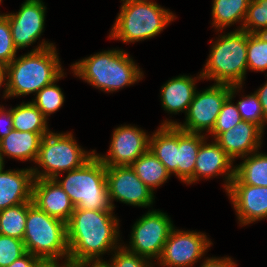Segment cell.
<instances>
[{"label":"cell","mask_w":267,"mask_h":267,"mask_svg":"<svg viewBox=\"0 0 267 267\" xmlns=\"http://www.w3.org/2000/svg\"><path fill=\"white\" fill-rule=\"evenodd\" d=\"M113 211L75 208L66 223L68 260L72 264L103 260L102 255L123 245L118 243L119 219Z\"/></svg>","instance_id":"obj_1"},{"label":"cell","mask_w":267,"mask_h":267,"mask_svg":"<svg viewBox=\"0 0 267 267\" xmlns=\"http://www.w3.org/2000/svg\"><path fill=\"white\" fill-rule=\"evenodd\" d=\"M56 47L45 39L30 52L6 66L3 97L27 96L56 81L64 72Z\"/></svg>","instance_id":"obj_2"},{"label":"cell","mask_w":267,"mask_h":267,"mask_svg":"<svg viewBox=\"0 0 267 267\" xmlns=\"http://www.w3.org/2000/svg\"><path fill=\"white\" fill-rule=\"evenodd\" d=\"M71 69L76 77L107 93L131 86L144 75L123 49L98 52L75 62Z\"/></svg>","instance_id":"obj_3"},{"label":"cell","mask_w":267,"mask_h":267,"mask_svg":"<svg viewBox=\"0 0 267 267\" xmlns=\"http://www.w3.org/2000/svg\"><path fill=\"white\" fill-rule=\"evenodd\" d=\"M120 12L109 33V38L123 43H134L157 36L175 14L152 0H121Z\"/></svg>","instance_id":"obj_4"},{"label":"cell","mask_w":267,"mask_h":267,"mask_svg":"<svg viewBox=\"0 0 267 267\" xmlns=\"http://www.w3.org/2000/svg\"><path fill=\"white\" fill-rule=\"evenodd\" d=\"M217 39L212 43L201 76L218 84L242 85L248 71L247 32L234 30Z\"/></svg>","instance_id":"obj_5"},{"label":"cell","mask_w":267,"mask_h":267,"mask_svg":"<svg viewBox=\"0 0 267 267\" xmlns=\"http://www.w3.org/2000/svg\"><path fill=\"white\" fill-rule=\"evenodd\" d=\"M54 180L68 194L75 208L114 210L109 199L106 167L96 154L80 168L68 171L63 180Z\"/></svg>","instance_id":"obj_6"},{"label":"cell","mask_w":267,"mask_h":267,"mask_svg":"<svg viewBox=\"0 0 267 267\" xmlns=\"http://www.w3.org/2000/svg\"><path fill=\"white\" fill-rule=\"evenodd\" d=\"M23 242L26 251L43 260L68 259L66 223L27 202Z\"/></svg>","instance_id":"obj_7"},{"label":"cell","mask_w":267,"mask_h":267,"mask_svg":"<svg viewBox=\"0 0 267 267\" xmlns=\"http://www.w3.org/2000/svg\"><path fill=\"white\" fill-rule=\"evenodd\" d=\"M81 147L71 132L44 135L35 162L38 167H31L34 179L60 178L61 172L80 168L95 154V150L88 152Z\"/></svg>","instance_id":"obj_8"},{"label":"cell","mask_w":267,"mask_h":267,"mask_svg":"<svg viewBox=\"0 0 267 267\" xmlns=\"http://www.w3.org/2000/svg\"><path fill=\"white\" fill-rule=\"evenodd\" d=\"M229 94L228 84L214 83L203 91L196 90L185 115V122L181 124L167 119L161 125H176L179 129L191 133L201 134L202 131L210 133Z\"/></svg>","instance_id":"obj_9"},{"label":"cell","mask_w":267,"mask_h":267,"mask_svg":"<svg viewBox=\"0 0 267 267\" xmlns=\"http://www.w3.org/2000/svg\"><path fill=\"white\" fill-rule=\"evenodd\" d=\"M174 227L167 213L149 210L133 225L129 245H123L130 252L152 261L161 256L164 244Z\"/></svg>","instance_id":"obj_10"},{"label":"cell","mask_w":267,"mask_h":267,"mask_svg":"<svg viewBox=\"0 0 267 267\" xmlns=\"http://www.w3.org/2000/svg\"><path fill=\"white\" fill-rule=\"evenodd\" d=\"M211 245L205 233L173 227L156 264L161 267H193Z\"/></svg>","instance_id":"obj_11"},{"label":"cell","mask_w":267,"mask_h":267,"mask_svg":"<svg viewBox=\"0 0 267 267\" xmlns=\"http://www.w3.org/2000/svg\"><path fill=\"white\" fill-rule=\"evenodd\" d=\"M106 181L113 209L114 201L142 208L153 205L154 192L138 178L131 166L106 167Z\"/></svg>","instance_id":"obj_12"},{"label":"cell","mask_w":267,"mask_h":267,"mask_svg":"<svg viewBox=\"0 0 267 267\" xmlns=\"http://www.w3.org/2000/svg\"><path fill=\"white\" fill-rule=\"evenodd\" d=\"M150 136L141 128L121 125L114 129L107 155L95 152L105 167L130 166L149 150Z\"/></svg>","instance_id":"obj_13"},{"label":"cell","mask_w":267,"mask_h":267,"mask_svg":"<svg viewBox=\"0 0 267 267\" xmlns=\"http://www.w3.org/2000/svg\"><path fill=\"white\" fill-rule=\"evenodd\" d=\"M46 6L42 0H26L17 13L4 14L17 50L32 45L44 31Z\"/></svg>","instance_id":"obj_14"},{"label":"cell","mask_w":267,"mask_h":267,"mask_svg":"<svg viewBox=\"0 0 267 267\" xmlns=\"http://www.w3.org/2000/svg\"><path fill=\"white\" fill-rule=\"evenodd\" d=\"M226 192L240 226L267 218V187L230 184Z\"/></svg>","instance_id":"obj_15"},{"label":"cell","mask_w":267,"mask_h":267,"mask_svg":"<svg viewBox=\"0 0 267 267\" xmlns=\"http://www.w3.org/2000/svg\"><path fill=\"white\" fill-rule=\"evenodd\" d=\"M264 131L255 123L242 120L230 130L221 133L215 141L235 161L260 149Z\"/></svg>","instance_id":"obj_16"},{"label":"cell","mask_w":267,"mask_h":267,"mask_svg":"<svg viewBox=\"0 0 267 267\" xmlns=\"http://www.w3.org/2000/svg\"><path fill=\"white\" fill-rule=\"evenodd\" d=\"M32 202L49 216L65 223L75 210L68 194L54 179H34Z\"/></svg>","instance_id":"obj_17"},{"label":"cell","mask_w":267,"mask_h":267,"mask_svg":"<svg viewBox=\"0 0 267 267\" xmlns=\"http://www.w3.org/2000/svg\"><path fill=\"white\" fill-rule=\"evenodd\" d=\"M205 139L199 148L195 164V182L202 178L210 179L219 175L224 176V188L227 191L234 178V165L231 158L214 140L207 143Z\"/></svg>","instance_id":"obj_18"},{"label":"cell","mask_w":267,"mask_h":267,"mask_svg":"<svg viewBox=\"0 0 267 267\" xmlns=\"http://www.w3.org/2000/svg\"><path fill=\"white\" fill-rule=\"evenodd\" d=\"M0 165V210L32 201L34 175L31 167L4 171Z\"/></svg>","instance_id":"obj_19"},{"label":"cell","mask_w":267,"mask_h":267,"mask_svg":"<svg viewBox=\"0 0 267 267\" xmlns=\"http://www.w3.org/2000/svg\"><path fill=\"white\" fill-rule=\"evenodd\" d=\"M199 79H203L201 74L194 78L191 75H180L163 84L160 98L164 111L170 114L185 112L186 115L197 90L196 80Z\"/></svg>","instance_id":"obj_20"},{"label":"cell","mask_w":267,"mask_h":267,"mask_svg":"<svg viewBox=\"0 0 267 267\" xmlns=\"http://www.w3.org/2000/svg\"><path fill=\"white\" fill-rule=\"evenodd\" d=\"M48 133L22 132L13 129L7 136L0 139V163L5 165L4 156L20 161L37 160L40 144Z\"/></svg>","instance_id":"obj_21"},{"label":"cell","mask_w":267,"mask_h":267,"mask_svg":"<svg viewBox=\"0 0 267 267\" xmlns=\"http://www.w3.org/2000/svg\"><path fill=\"white\" fill-rule=\"evenodd\" d=\"M149 151L160 160L170 175L177 176L178 127L176 125H160L156 132L150 135Z\"/></svg>","instance_id":"obj_22"},{"label":"cell","mask_w":267,"mask_h":267,"mask_svg":"<svg viewBox=\"0 0 267 267\" xmlns=\"http://www.w3.org/2000/svg\"><path fill=\"white\" fill-rule=\"evenodd\" d=\"M206 134L185 132L178 128L177 178L187 185L195 183V164L201 143Z\"/></svg>","instance_id":"obj_23"},{"label":"cell","mask_w":267,"mask_h":267,"mask_svg":"<svg viewBox=\"0 0 267 267\" xmlns=\"http://www.w3.org/2000/svg\"><path fill=\"white\" fill-rule=\"evenodd\" d=\"M241 159L244 161L235 165L230 184L267 187V154L256 151Z\"/></svg>","instance_id":"obj_24"},{"label":"cell","mask_w":267,"mask_h":267,"mask_svg":"<svg viewBox=\"0 0 267 267\" xmlns=\"http://www.w3.org/2000/svg\"><path fill=\"white\" fill-rule=\"evenodd\" d=\"M212 27L218 32L242 22L239 28L234 30H242V26L246 17L247 9L251 0H212Z\"/></svg>","instance_id":"obj_25"},{"label":"cell","mask_w":267,"mask_h":267,"mask_svg":"<svg viewBox=\"0 0 267 267\" xmlns=\"http://www.w3.org/2000/svg\"><path fill=\"white\" fill-rule=\"evenodd\" d=\"M130 166L138 178L153 192L171 176L160 160L149 150Z\"/></svg>","instance_id":"obj_26"},{"label":"cell","mask_w":267,"mask_h":267,"mask_svg":"<svg viewBox=\"0 0 267 267\" xmlns=\"http://www.w3.org/2000/svg\"><path fill=\"white\" fill-rule=\"evenodd\" d=\"M13 129L22 132L49 133L47 119L30 101L11 108Z\"/></svg>","instance_id":"obj_27"},{"label":"cell","mask_w":267,"mask_h":267,"mask_svg":"<svg viewBox=\"0 0 267 267\" xmlns=\"http://www.w3.org/2000/svg\"><path fill=\"white\" fill-rule=\"evenodd\" d=\"M27 202L0 210V234L23 240Z\"/></svg>","instance_id":"obj_28"},{"label":"cell","mask_w":267,"mask_h":267,"mask_svg":"<svg viewBox=\"0 0 267 267\" xmlns=\"http://www.w3.org/2000/svg\"><path fill=\"white\" fill-rule=\"evenodd\" d=\"M240 89H242V85H230L229 97L222 105L213 130L208 134L214 136L213 140H215L221 133L230 130L242 121L237 106L232 102L235 97L234 95L237 94L236 92H239Z\"/></svg>","instance_id":"obj_29"},{"label":"cell","mask_w":267,"mask_h":267,"mask_svg":"<svg viewBox=\"0 0 267 267\" xmlns=\"http://www.w3.org/2000/svg\"><path fill=\"white\" fill-rule=\"evenodd\" d=\"M62 77H64V73L56 81L44 86L36 95L34 94L35 98L31 101L47 120L48 116L56 113L63 106L64 94L61 88L55 84Z\"/></svg>","instance_id":"obj_30"},{"label":"cell","mask_w":267,"mask_h":267,"mask_svg":"<svg viewBox=\"0 0 267 267\" xmlns=\"http://www.w3.org/2000/svg\"><path fill=\"white\" fill-rule=\"evenodd\" d=\"M247 66L250 71L267 70L266 33H247Z\"/></svg>","instance_id":"obj_31"},{"label":"cell","mask_w":267,"mask_h":267,"mask_svg":"<svg viewBox=\"0 0 267 267\" xmlns=\"http://www.w3.org/2000/svg\"><path fill=\"white\" fill-rule=\"evenodd\" d=\"M242 30L247 33L267 34V0H251Z\"/></svg>","instance_id":"obj_32"},{"label":"cell","mask_w":267,"mask_h":267,"mask_svg":"<svg viewBox=\"0 0 267 267\" xmlns=\"http://www.w3.org/2000/svg\"><path fill=\"white\" fill-rule=\"evenodd\" d=\"M242 97L243 98L236 103L242 120L255 123L264 131L266 121L257 94L254 92L250 95H243Z\"/></svg>","instance_id":"obj_33"},{"label":"cell","mask_w":267,"mask_h":267,"mask_svg":"<svg viewBox=\"0 0 267 267\" xmlns=\"http://www.w3.org/2000/svg\"><path fill=\"white\" fill-rule=\"evenodd\" d=\"M27 253L23 240L0 234V267H7Z\"/></svg>","instance_id":"obj_34"},{"label":"cell","mask_w":267,"mask_h":267,"mask_svg":"<svg viewBox=\"0 0 267 267\" xmlns=\"http://www.w3.org/2000/svg\"><path fill=\"white\" fill-rule=\"evenodd\" d=\"M16 53L17 48L13 43L9 21L0 13V64L7 66L16 57Z\"/></svg>","instance_id":"obj_35"},{"label":"cell","mask_w":267,"mask_h":267,"mask_svg":"<svg viewBox=\"0 0 267 267\" xmlns=\"http://www.w3.org/2000/svg\"><path fill=\"white\" fill-rule=\"evenodd\" d=\"M113 253L111 260L108 262L111 267H155L153 261L130 252L122 245L115 249Z\"/></svg>","instance_id":"obj_36"},{"label":"cell","mask_w":267,"mask_h":267,"mask_svg":"<svg viewBox=\"0 0 267 267\" xmlns=\"http://www.w3.org/2000/svg\"><path fill=\"white\" fill-rule=\"evenodd\" d=\"M2 106L3 105H0V139L7 136L13 130L11 108L6 110L7 108H4Z\"/></svg>","instance_id":"obj_37"},{"label":"cell","mask_w":267,"mask_h":267,"mask_svg":"<svg viewBox=\"0 0 267 267\" xmlns=\"http://www.w3.org/2000/svg\"><path fill=\"white\" fill-rule=\"evenodd\" d=\"M200 267H237V264L230 257H207Z\"/></svg>","instance_id":"obj_38"},{"label":"cell","mask_w":267,"mask_h":267,"mask_svg":"<svg viewBox=\"0 0 267 267\" xmlns=\"http://www.w3.org/2000/svg\"><path fill=\"white\" fill-rule=\"evenodd\" d=\"M40 259L27 252L25 255L15 260L7 267H34Z\"/></svg>","instance_id":"obj_39"},{"label":"cell","mask_w":267,"mask_h":267,"mask_svg":"<svg viewBox=\"0 0 267 267\" xmlns=\"http://www.w3.org/2000/svg\"><path fill=\"white\" fill-rule=\"evenodd\" d=\"M59 261L40 259L34 267H72V263L68 259H64L61 264Z\"/></svg>","instance_id":"obj_40"},{"label":"cell","mask_w":267,"mask_h":267,"mask_svg":"<svg viewBox=\"0 0 267 267\" xmlns=\"http://www.w3.org/2000/svg\"><path fill=\"white\" fill-rule=\"evenodd\" d=\"M254 92L257 94L258 99L262 105L263 114L265 116V121L267 123V82H265V84H263L262 87H260Z\"/></svg>","instance_id":"obj_41"},{"label":"cell","mask_w":267,"mask_h":267,"mask_svg":"<svg viewBox=\"0 0 267 267\" xmlns=\"http://www.w3.org/2000/svg\"><path fill=\"white\" fill-rule=\"evenodd\" d=\"M72 267H111V266L105 260H97V261H81L72 264Z\"/></svg>","instance_id":"obj_42"},{"label":"cell","mask_w":267,"mask_h":267,"mask_svg":"<svg viewBox=\"0 0 267 267\" xmlns=\"http://www.w3.org/2000/svg\"><path fill=\"white\" fill-rule=\"evenodd\" d=\"M2 85L6 86V66L0 64V88Z\"/></svg>","instance_id":"obj_43"}]
</instances>
